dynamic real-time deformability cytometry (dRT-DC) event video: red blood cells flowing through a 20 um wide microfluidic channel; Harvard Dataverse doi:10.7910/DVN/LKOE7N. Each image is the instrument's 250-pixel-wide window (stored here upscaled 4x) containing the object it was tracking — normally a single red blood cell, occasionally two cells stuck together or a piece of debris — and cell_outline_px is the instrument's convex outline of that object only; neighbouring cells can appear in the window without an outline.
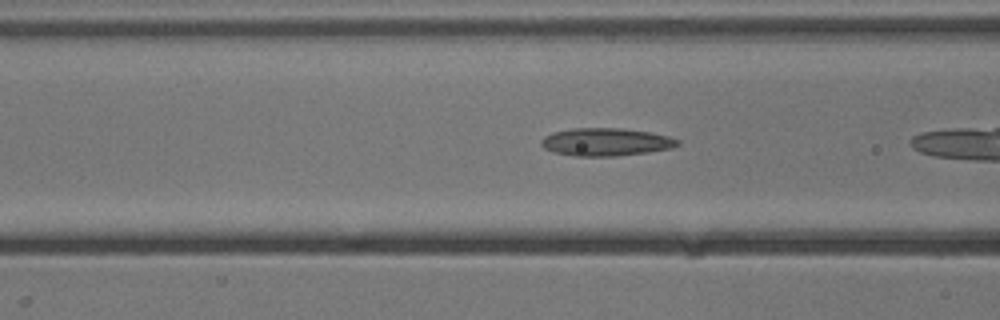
{"species": "common noctule bat (a hibernating species)", "species_latin": "Nyctalus noctula", "temperature_condition": "cold", "stored_images_in_passage": 36, "camera_frame_rate_fps": 3000, "um_per_image_px": 0.085, "animal": {"sex": "male", "body_mass_g": 13.3}, "frame": {"image": 1, "passage_image": 15, "time_ms": 4.667, "image_size_px": [1000, 320], "cell_outline_px": [[680, 144], [672, 148], [648, 152], [616, 156], [572, 156], [552, 152], [544, 148], [540, 144], [540, 140], [544, 136], [552, 132], [572, 128], [620, 128], [648, 132], [668, 136], [680, 140]], "centroid_in_image_um": [51.46, 12.07], "position_along_channel_um": 115.1, "area_um2": 22.25}}
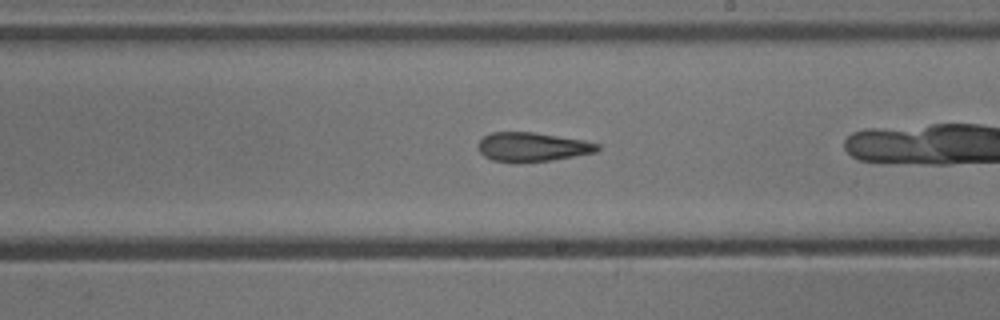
{"frame": {"image": 2, "passage_image": 25, "time_ms": 8.0, "image_size_px": [1000, 320], "cell_outline_px": [[600, 148], [596, 152], [552, 160], [516, 164], [512, 164], [492, 160], [484, 156], [480, 152], [476, 144], [484, 136], [492, 132], [532, 132], [584, 140], [600, 144]], "centroid_in_image_um": [45.21, 12.51], "position_along_channel_um": 243.8, "area_um2": 20.58}}
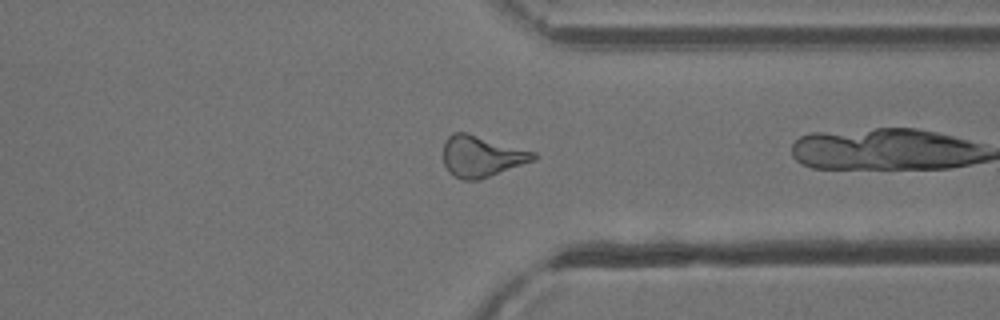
{"frame": {"image": 3, "passage_image": 35, "time_ms": 11.333, "image_size_px": [1000, 320], "cell_outline_px": [[540, 156], [536, 160], [480, 180], [460, 180], [444, 164], [444, 140], [452, 132], [468, 132], [536, 152]], "centroid_in_image_um": [40.98, 13.27], "position_along_channel_um": 370.4, "area_um2": 21.91}}